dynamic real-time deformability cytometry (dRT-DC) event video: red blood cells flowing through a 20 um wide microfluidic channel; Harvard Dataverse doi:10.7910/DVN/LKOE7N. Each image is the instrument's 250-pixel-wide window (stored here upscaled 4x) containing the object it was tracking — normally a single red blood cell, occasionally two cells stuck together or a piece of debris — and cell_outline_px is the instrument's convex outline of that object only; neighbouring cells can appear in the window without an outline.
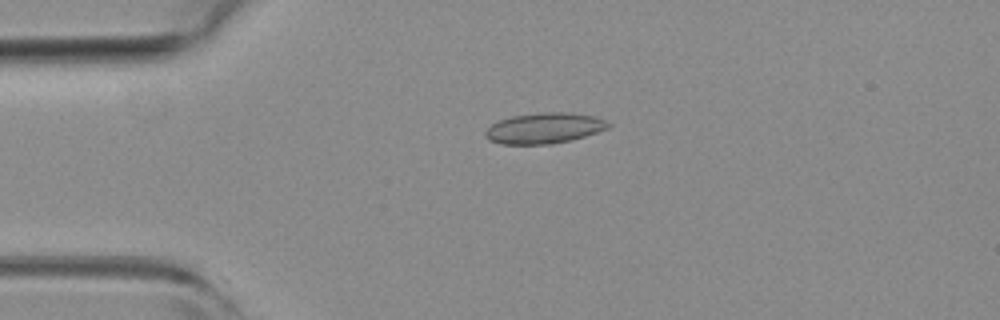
{"species": "common noctule bat (a hibernating species)", "species_latin": "Nyctalus noctula", "temperature_condition": "room temperature", "stored_images_in_passage": 3, "camera_frame_rate_fps": 3000, "um_per_image_px": 0.085, "animal": {"sex": "female", "body_mass_g": 19.3, "forearm_length_mm": 54.1}, "frame": {"image": 1, "passage_image": 2, "time_ms": 0.333, "image_size_px": [1000, 320], "cell_outline_px": [[612, 124], [608, 128], [584, 136], [552, 144], [504, 144], [488, 140], [484, 136], [484, 132], [492, 124], [500, 120], [512, 116], [540, 112], [564, 112], [592, 116], [604, 120]], "centroid_in_image_um": [46.22, 10.89], "position_along_channel_um": 38.8, "area_um2": 21.73}}